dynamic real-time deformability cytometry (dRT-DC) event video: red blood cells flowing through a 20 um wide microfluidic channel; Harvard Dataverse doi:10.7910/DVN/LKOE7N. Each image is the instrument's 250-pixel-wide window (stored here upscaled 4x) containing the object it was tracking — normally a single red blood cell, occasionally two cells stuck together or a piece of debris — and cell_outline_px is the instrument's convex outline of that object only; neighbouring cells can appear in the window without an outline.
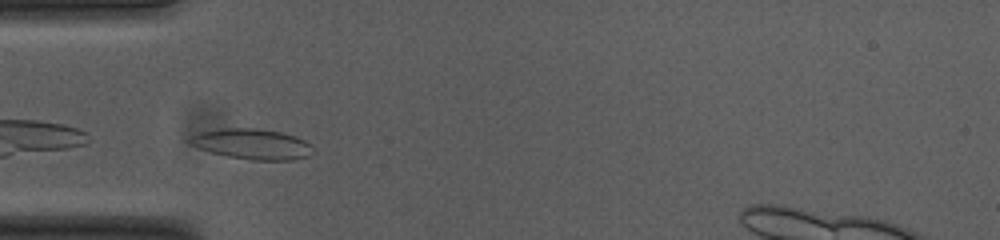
{"species": "common noctule bat (a hibernating species)", "species_latin": "Nyctalus noctula", "temperature_condition": "cold", "stored_images_in_passage": 30, "camera_frame_rate_fps": 3000, "um_per_image_px": 0.085, "animal": {"sex": "female", "body_mass_g": 23.0, "forearm_length_mm": 53.4}, "frame": {"image": 1, "passage_image": 1, "time_ms": 0.0, "image_size_px": [1000, 240], "cell_outline_px": [[316, 152], [308, 156], [292, 160], [252, 160], [228, 156], [212, 152], [188, 144], [184, 140], [188, 136], [200, 132], [220, 128], [256, 128], [280, 132], [296, 136], [312, 144]], "centroid_in_image_um": [21.42, 12.24], "position_along_channel_um": 63.6, "area_um2": 22.2}}
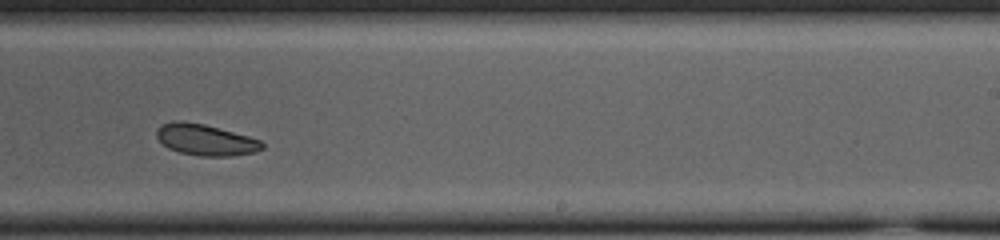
{"frame": {"image": 2, "passage_image": 18, "time_ms": 5.667, "image_size_px": [1000, 240], "cell_outline_px": [[264, 148], [256, 152], [232, 156], [200, 156], [180, 152], [168, 148], [156, 136], [156, 128], [160, 124], [176, 120], [180, 120], [204, 124], [248, 136], [260, 140], [264, 144]], "centroid_in_image_um": [17.46, 11.88], "position_along_channel_um": 271.5, "area_um2": 19.25}}